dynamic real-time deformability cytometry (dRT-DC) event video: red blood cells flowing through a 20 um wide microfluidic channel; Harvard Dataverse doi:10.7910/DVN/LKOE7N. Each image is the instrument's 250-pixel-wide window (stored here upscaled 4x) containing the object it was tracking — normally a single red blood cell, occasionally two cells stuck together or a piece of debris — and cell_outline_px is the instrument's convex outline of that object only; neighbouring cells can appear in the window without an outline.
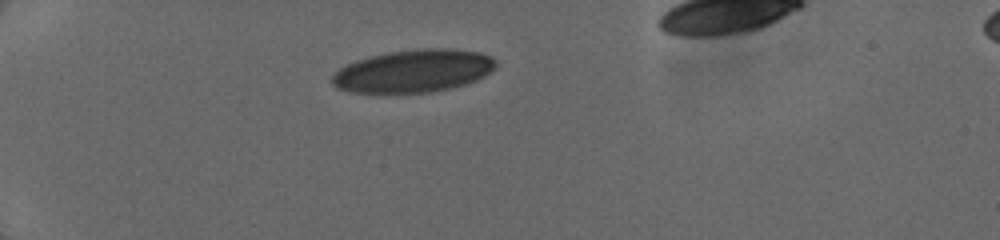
{"species": "human", "species_latin": "Homo sapiens", "temperature_condition": "cold", "stored_images_in_passage": 3, "camera_frame_rate_fps": 3000, "um_per_image_px": 0.085, "donor": {"sex": "female"}, "frame": {"image": 1, "passage_image": 1, "time_ms": 0.0, "image_size_px": [1000, 240], "cell_outline_px": [[496, 68], [484, 76], [476, 80], [464, 84], [432, 92], [388, 96], [376, 96], [348, 92], [336, 88], [332, 84], [332, 76], [340, 68], [356, 60], [368, 56], [388, 52], [416, 48], [448, 48], [476, 52], [492, 56], [496, 60]], "centroid_in_image_um": [35.07, 6.08], "position_along_channel_um": 49.9, "area_um2": 42.08}}